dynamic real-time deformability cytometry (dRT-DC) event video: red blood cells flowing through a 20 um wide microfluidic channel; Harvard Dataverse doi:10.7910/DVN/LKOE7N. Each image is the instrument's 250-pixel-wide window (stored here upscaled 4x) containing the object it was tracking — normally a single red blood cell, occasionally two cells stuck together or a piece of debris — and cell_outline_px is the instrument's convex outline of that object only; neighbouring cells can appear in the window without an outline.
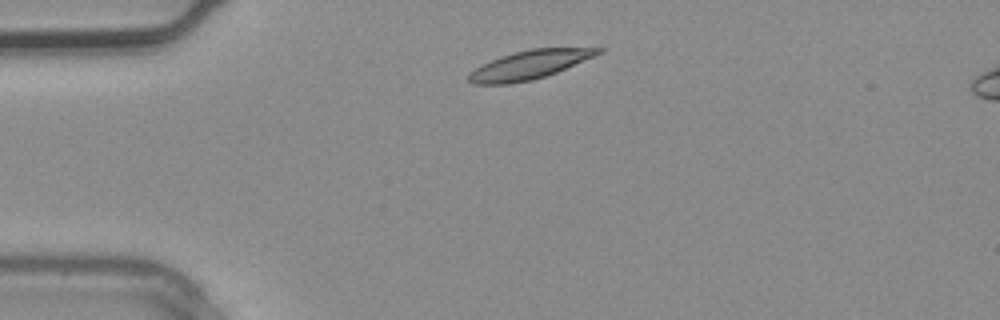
{"species": "common noctule bat (a hibernating species)", "species_latin": "Nyctalus noctula", "temperature_condition": "warm", "stored_images_in_passage": 2, "segment_of_instrument_passage": [1, 2], "camera_frame_rate_fps": 3000, "um_per_image_px": 0.085, "animal": {"sex": "male", "body_mass_g": 20.4}, "frame": {"image": 1, "passage_image": 1, "time_ms": 0.0, "image_size_px": [1000, 320], "cell_outline_px": [[604, 52], [556, 72], [532, 80], [508, 84], [472, 84], [468, 80], [468, 72], [500, 56], [512, 52], [532, 48], [604, 48]], "centroid_in_image_um": [44.98, 5.51], "position_along_channel_um": 40.0, "area_um2": 21.44}}